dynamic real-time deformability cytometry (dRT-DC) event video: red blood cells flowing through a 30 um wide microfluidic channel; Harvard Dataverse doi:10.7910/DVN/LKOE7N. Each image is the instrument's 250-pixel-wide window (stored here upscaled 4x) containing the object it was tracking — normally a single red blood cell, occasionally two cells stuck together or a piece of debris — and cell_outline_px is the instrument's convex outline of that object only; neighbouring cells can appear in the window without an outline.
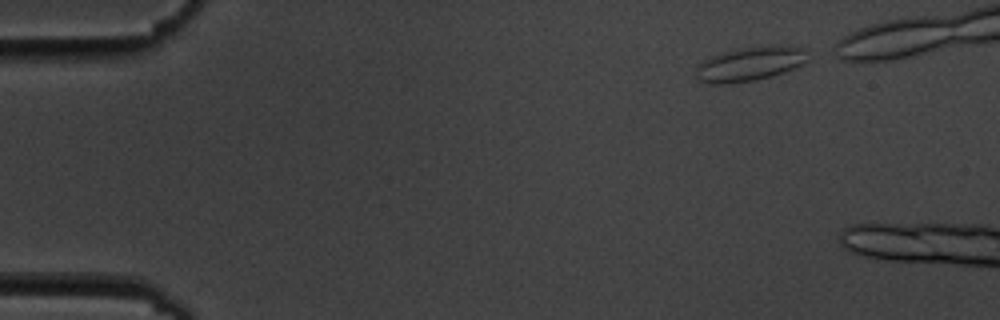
{"species": "common noctule bat (a hibernating species)", "species_latin": "Nyctalus noctula", "temperature_condition": "cold", "stored_images_in_passage": 3, "camera_frame_rate_fps": 3000, "um_per_image_px": 0.085, "animal": {"sex": "male", "body_mass_g": 19.5, "forearm_length_mm": 54.6}, "frame": {"image": 1, "passage_image": 1, "time_ms": 0.0, "image_size_px": [1000, 320], "cell_outline_px": [[812, 60], [804, 64], [784, 72], [772, 76], [752, 80], [728, 84], [712, 84], [700, 80], [696, 76], [696, 68], [704, 60], [712, 56], [744, 48], [772, 44], [792, 44], [808, 48]], "centroid_in_image_um": [63.92, 5.39], "position_along_channel_um": 21.1, "area_um2": 22.77}}